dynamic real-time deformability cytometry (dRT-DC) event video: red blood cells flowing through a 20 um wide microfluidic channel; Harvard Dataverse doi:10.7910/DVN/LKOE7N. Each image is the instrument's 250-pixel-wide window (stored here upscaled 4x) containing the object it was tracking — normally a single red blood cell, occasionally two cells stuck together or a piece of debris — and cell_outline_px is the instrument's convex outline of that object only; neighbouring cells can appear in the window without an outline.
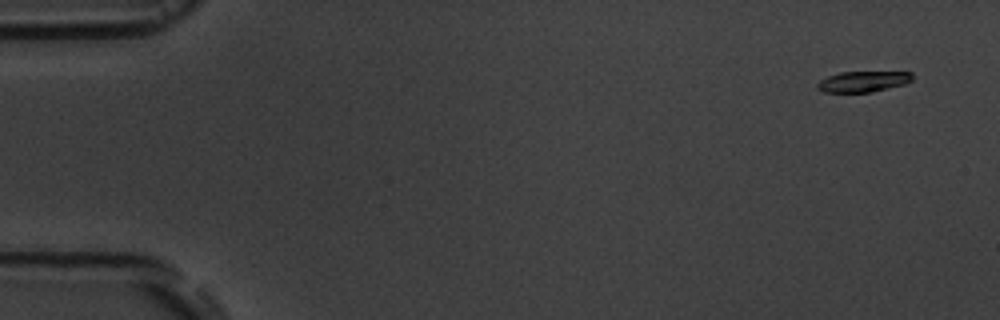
{"species": "common noctule bat (a hibernating species)", "species_latin": "Nyctalus noctula", "temperature_condition": "room temperature", "stored_images_in_passage": 5, "camera_frame_rate_fps": 3000, "um_per_image_px": 0.085, "animal": {"sex": "male", "body_mass_g": 19.5, "forearm_length_mm": 54.6}, "frame": {"image": 1, "passage_image": 1, "time_ms": 0.0, "image_size_px": [1000, 320], "cell_outline_px": [[912, 80], [908, 84], [872, 92], [824, 92], [816, 88], [816, 84], [820, 80], [828, 76], [840, 72], [912, 72]], "centroid_in_image_um": [73.38, 6.94], "position_along_channel_um": 11.6, "area_um2": 11.62}}
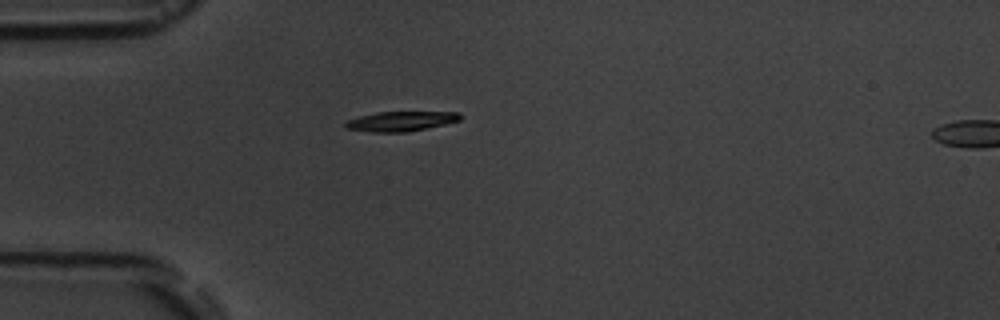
{"frame": {"image": 2, "passage_image": 4, "time_ms": 4.333, "image_size_px": [1000, 320], "cell_outline_px": [[464, 116], [460, 120], [444, 124], [408, 132], [372, 132], [348, 128], [344, 124], [348, 120], [360, 116], [376, 112], [460, 112]], "centroid_in_image_um": [34.12, 10.3], "position_along_channel_um": 50.9, "area_um2": 13.12}}